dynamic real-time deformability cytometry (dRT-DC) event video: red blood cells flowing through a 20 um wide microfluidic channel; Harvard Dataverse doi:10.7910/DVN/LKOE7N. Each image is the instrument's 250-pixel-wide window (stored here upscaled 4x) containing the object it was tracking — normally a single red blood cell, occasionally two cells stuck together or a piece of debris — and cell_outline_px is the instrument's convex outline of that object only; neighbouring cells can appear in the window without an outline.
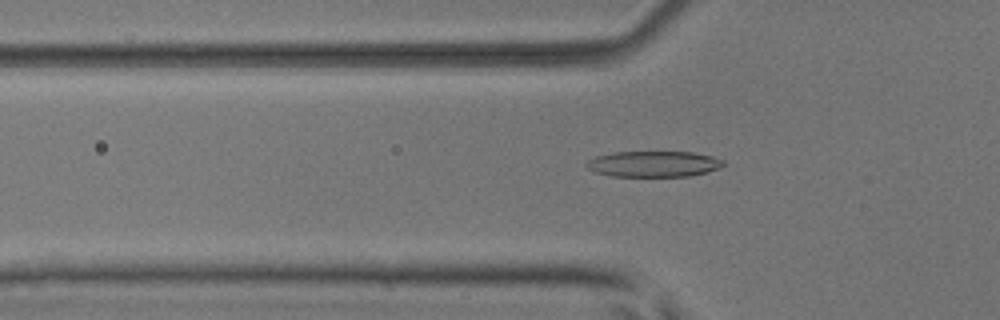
{"species": "common noctule bat (a hibernating species)", "species_latin": "Nyctalus noctula", "temperature_condition": "room temperature", "stored_images_in_passage": 52, "camera_frame_rate_fps": 3000, "um_per_image_px": 0.085, "animal": {"sex": "male", "body_mass_g": 17.9, "forearm_length_mm": 54.2}, "frame": {"image": 1, "passage_image": 18, "time_ms": 5.667, "image_size_px": [1000, 320], "cell_outline_px": [[724, 164], [720, 168], [708, 172], [688, 176], [612, 176], [592, 172], [584, 164], [588, 160], [596, 156], [612, 152], [692, 152], [712, 156], [724, 160]], "centroid_in_image_um": [55.54, 13.94], "position_along_channel_um": 70.3, "area_um2": 20.75}}
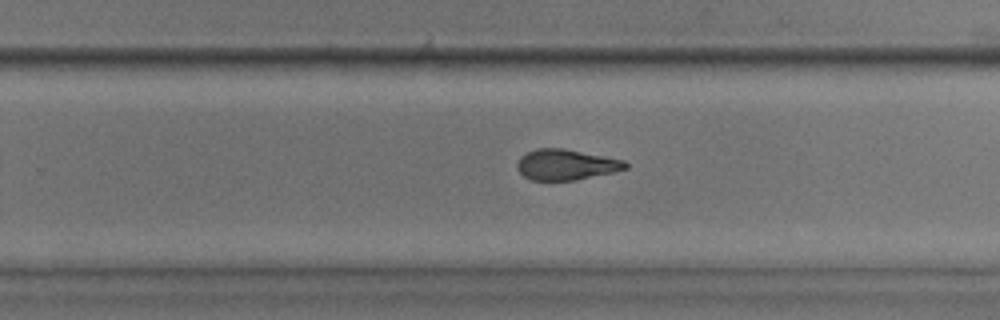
{"frame": {"image": 2, "passage_image": 34, "time_ms": 11.0, "image_size_px": [1000, 320], "cell_outline_px": [[628, 168], [612, 172], [576, 180], [532, 180], [524, 176], [516, 168], [516, 164], [520, 156], [536, 148], [564, 148], [624, 160], [628, 164]], "centroid_in_image_um": [48.09, 13.99], "position_along_channel_um": 281.7, "area_um2": 19.31}}
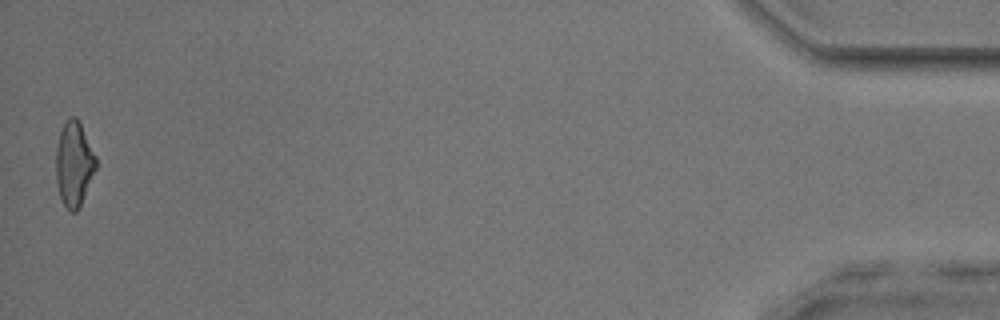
{"frame": {"image": 3, "passage_image": 52, "time_ms": 17.0, "image_size_px": [1000, 320], "cell_outline_px": [[96, 168], [80, 204], [76, 212], [72, 212], [64, 204], [60, 196], [56, 180], [56, 148], [60, 132], [68, 116], [76, 116], [80, 120], [96, 156]], "centroid_in_image_um": [6.29, 13.86], "position_along_channel_um": 428.9, "area_um2": 19.59}, "authors_computed_cell_mechanics": {"area_um2": 20.2878, "velocity_mm_per_s": 3.9767, "shape_relaxation_time_tau1_ms": null, "shape_relaxation_time_tau2_ms": 1.9195, "deformation_change_tau1": null, "deformation_change_tau2": 0.0968}}